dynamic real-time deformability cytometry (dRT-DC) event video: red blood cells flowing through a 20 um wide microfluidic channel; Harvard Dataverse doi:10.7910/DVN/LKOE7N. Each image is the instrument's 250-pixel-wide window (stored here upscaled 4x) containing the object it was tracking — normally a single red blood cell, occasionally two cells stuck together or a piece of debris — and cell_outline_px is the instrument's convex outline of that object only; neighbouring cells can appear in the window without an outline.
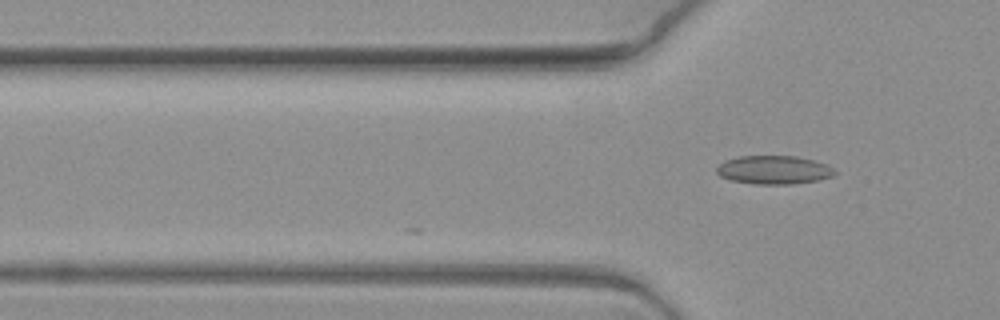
{"species": "common noctule bat (a hibernating species)", "species_latin": "Nyctalus noctula", "temperature_condition": "warm", "stored_images_in_passage": 2, "camera_frame_rate_fps": 3000, "um_per_image_px": 0.085, "animal": {"sex": "female", "body_mass_g": 19.3, "forearm_length_mm": 54.1}, "frame": {"image": 1, "passage_image": 2, "time_ms": 0.333, "image_size_px": [1000, 320], "cell_outline_px": [[836, 172], [832, 176], [816, 180], [792, 184], [756, 184], [732, 180], [720, 176], [716, 172], [716, 168], [724, 160], [736, 156], [796, 156], [812, 160], [824, 164], [832, 168]], "centroid_in_image_um": [65.72, 14.43], "position_along_channel_um": 60.1, "area_um2": 19.42}}